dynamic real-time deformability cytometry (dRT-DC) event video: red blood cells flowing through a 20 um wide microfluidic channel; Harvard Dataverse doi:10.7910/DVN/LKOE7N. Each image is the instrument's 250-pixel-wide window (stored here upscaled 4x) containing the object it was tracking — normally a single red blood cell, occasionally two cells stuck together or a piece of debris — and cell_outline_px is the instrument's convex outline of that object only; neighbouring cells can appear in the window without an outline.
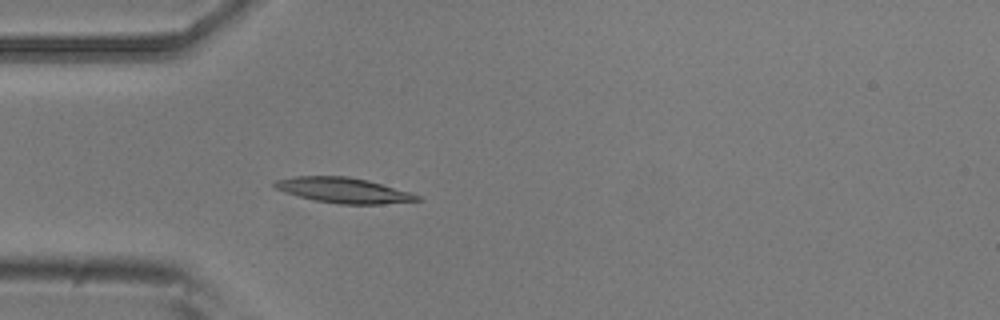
{"species": "common noctule bat (a hibernating species)", "species_latin": "Nyctalus noctula", "temperature_condition": "room temperature", "stored_images_in_passage": 4, "camera_frame_rate_fps": 3000, "um_per_image_px": 0.085, "animal": {"sex": "male", "body_mass_g": 20.5, "forearm_length_mm": 52.5}, "frame": {"image": 1, "passage_image": 4, "time_ms": 1.0, "image_size_px": [1000, 320], "cell_outline_px": [[424, 200], [380, 204], [340, 204], [316, 200], [284, 192], [276, 188], [272, 184], [276, 180], [296, 176], [348, 176], [368, 180], [412, 192], [420, 196]], "centroid_in_image_um": [29.25, 16.17], "position_along_channel_um": 55.7, "area_um2": 20.98}}